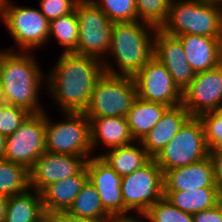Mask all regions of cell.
<instances>
[{
  "instance_id": "obj_18",
  "label": "cell",
  "mask_w": 222,
  "mask_h": 222,
  "mask_svg": "<svg viewBox=\"0 0 222 222\" xmlns=\"http://www.w3.org/2000/svg\"><path fill=\"white\" fill-rule=\"evenodd\" d=\"M164 191H187L203 187H216L213 163L208 156L205 159L168 170L163 174Z\"/></svg>"
},
{
  "instance_id": "obj_30",
  "label": "cell",
  "mask_w": 222,
  "mask_h": 222,
  "mask_svg": "<svg viewBox=\"0 0 222 222\" xmlns=\"http://www.w3.org/2000/svg\"><path fill=\"white\" fill-rule=\"evenodd\" d=\"M113 22L138 21L135 0H92Z\"/></svg>"
},
{
  "instance_id": "obj_20",
  "label": "cell",
  "mask_w": 222,
  "mask_h": 222,
  "mask_svg": "<svg viewBox=\"0 0 222 222\" xmlns=\"http://www.w3.org/2000/svg\"><path fill=\"white\" fill-rule=\"evenodd\" d=\"M88 180L86 166L76 175L48 185L42 192L45 213L67 211Z\"/></svg>"
},
{
  "instance_id": "obj_34",
  "label": "cell",
  "mask_w": 222,
  "mask_h": 222,
  "mask_svg": "<svg viewBox=\"0 0 222 222\" xmlns=\"http://www.w3.org/2000/svg\"><path fill=\"white\" fill-rule=\"evenodd\" d=\"M79 0H40L39 9L50 22L60 16L66 15L75 9Z\"/></svg>"
},
{
  "instance_id": "obj_41",
  "label": "cell",
  "mask_w": 222,
  "mask_h": 222,
  "mask_svg": "<svg viewBox=\"0 0 222 222\" xmlns=\"http://www.w3.org/2000/svg\"><path fill=\"white\" fill-rule=\"evenodd\" d=\"M10 0H0V18L3 16V13L5 12V9L10 4Z\"/></svg>"
},
{
  "instance_id": "obj_33",
  "label": "cell",
  "mask_w": 222,
  "mask_h": 222,
  "mask_svg": "<svg viewBox=\"0 0 222 222\" xmlns=\"http://www.w3.org/2000/svg\"><path fill=\"white\" fill-rule=\"evenodd\" d=\"M209 150L222 148V119L213 111L199 116Z\"/></svg>"
},
{
  "instance_id": "obj_16",
  "label": "cell",
  "mask_w": 222,
  "mask_h": 222,
  "mask_svg": "<svg viewBox=\"0 0 222 222\" xmlns=\"http://www.w3.org/2000/svg\"><path fill=\"white\" fill-rule=\"evenodd\" d=\"M153 54V57L166 67L174 83L183 92L191 84L195 72L187 62L180 40L158 28L154 35Z\"/></svg>"
},
{
  "instance_id": "obj_44",
  "label": "cell",
  "mask_w": 222,
  "mask_h": 222,
  "mask_svg": "<svg viewBox=\"0 0 222 222\" xmlns=\"http://www.w3.org/2000/svg\"><path fill=\"white\" fill-rule=\"evenodd\" d=\"M222 119V105L214 111Z\"/></svg>"
},
{
  "instance_id": "obj_36",
  "label": "cell",
  "mask_w": 222,
  "mask_h": 222,
  "mask_svg": "<svg viewBox=\"0 0 222 222\" xmlns=\"http://www.w3.org/2000/svg\"><path fill=\"white\" fill-rule=\"evenodd\" d=\"M194 222H222V201L215 207L193 214Z\"/></svg>"
},
{
  "instance_id": "obj_35",
  "label": "cell",
  "mask_w": 222,
  "mask_h": 222,
  "mask_svg": "<svg viewBox=\"0 0 222 222\" xmlns=\"http://www.w3.org/2000/svg\"><path fill=\"white\" fill-rule=\"evenodd\" d=\"M209 157L213 163L214 182L222 195V148L209 150Z\"/></svg>"
},
{
  "instance_id": "obj_27",
  "label": "cell",
  "mask_w": 222,
  "mask_h": 222,
  "mask_svg": "<svg viewBox=\"0 0 222 222\" xmlns=\"http://www.w3.org/2000/svg\"><path fill=\"white\" fill-rule=\"evenodd\" d=\"M30 188L29 170L23 165L0 159V194L6 197L22 194Z\"/></svg>"
},
{
  "instance_id": "obj_3",
  "label": "cell",
  "mask_w": 222,
  "mask_h": 222,
  "mask_svg": "<svg viewBox=\"0 0 222 222\" xmlns=\"http://www.w3.org/2000/svg\"><path fill=\"white\" fill-rule=\"evenodd\" d=\"M157 29L144 21L113 23L109 54L115 58L119 71L103 60L104 72L133 77L153 57Z\"/></svg>"
},
{
  "instance_id": "obj_5",
  "label": "cell",
  "mask_w": 222,
  "mask_h": 222,
  "mask_svg": "<svg viewBox=\"0 0 222 222\" xmlns=\"http://www.w3.org/2000/svg\"><path fill=\"white\" fill-rule=\"evenodd\" d=\"M136 98L134 77L104 72L97 80L83 113L87 118L126 117Z\"/></svg>"
},
{
  "instance_id": "obj_26",
  "label": "cell",
  "mask_w": 222,
  "mask_h": 222,
  "mask_svg": "<svg viewBox=\"0 0 222 222\" xmlns=\"http://www.w3.org/2000/svg\"><path fill=\"white\" fill-rule=\"evenodd\" d=\"M67 212L76 217L95 220H111L113 217L103 208L95 186L88 180L83 185Z\"/></svg>"
},
{
  "instance_id": "obj_42",
  "label": "cell",
  "mask_w": 222,
  "mask_h": 222,
  "mask_svg": "<svg viewBox=\"0 0 222 222\" xmlns=\"http://www.w3.org/2000/svg\"><path fill=\"white\" fill-rule=\"evenodd\" d=\"M38 222H56V220L51 214L45 213V215Z\"/></svg>"
},
{
  "instance_id": "obj_32",
  "label": "cell",
  "mask_w": 222,
  "mask_h": 222,
  "mask_svg": "<svg viewBox=\"0 0 222 222\" xmlns=\"http://www.w3.org/2000/svg\"><path fill=\"white\" fill-rule=\"evenodd\" d=\"M31 113L22 107L0 103V134H13Z\"/></svg>"
},
{
  "instance_id": "obj_13",
  "label": "cell",
  "mask_w": 222,
  "mask_h": 222,
  "mask_svg": "<svg viewBox=\"0 0 222 222\" xmlns=\"http://www.w3.org/2000/svg\"><path fill=\"white\" fill-rule=\"evenodd\" d=\"M182 104L191 117L213 112L222 105V63L195 73L191 84L183 91Z\"/></svg>"
},
{
  "instance_id": "obj_23",
  "label": "cell",
  "mask_w": 222,
  "mask_h": 222,
  "mask_svg": "<svg viewBox=\"0 0 222 222\" xmlns=\"http://www.w3.org/2000/svg\"><path fill=\"white\" fill-rule=\"evenodd\" d=\"M168 106L139 99L134 100L126 114L129 131L134 141H141L159 122Z\"/></svg>"
},
{
  "instance_id": "obj_17",
  "label": "cell",
  "mask_w": 222,
  "mask_h": 222,
  "mask_svg": "<svg viewBox=\"0 0 222 222\" xmlns=\"http://www.w3.org/2000/svg\"><path fill=\"white\" fill-rule=\"evenodd\" d=\"M184 48L187 62L195 73L222 63V38L183 34L176 36Z\"/></svg>"
},
{
  "instance_id": "obj_7",
  "label": "cell",
  "mask_w": 222,
  "mask_h": 222,
  "mask_svg": "<svg viewBox=\"0 0 222 222\" xmlns=\"http://www.w3.org/2000/svg\"><path fill=\"white\" fill-rule=\"evenodd\" d=\"M208 156L209 148L202 122L199 117H190L154 159L164 174L168 170L185 167Z\"/></svg>"
},
{
  "instance_id": "obj_39",
  "label": "cell",
  "mask_w": 222,
  "mask_h": 222,
  "mask_svg": "<svg viewBox=\"0 0 222 222\" xmlns=\"http://www.w3.org/2000/svg\"><path fill=\"white\" fill-rule=\"evenodd\" d=\"M110 222H144L139 220V218H135L134 216H117L113 217Z\"/></svg>"
},
{
  "instance_id": "obj_14",
  "label": "cell",
  "mask_w": 222,
  "mask_h": 222,
  "mask_svg": "<svg viewBox=\"0 0 222 222\" xmlns=\"http://www.w3.org/2000/svg\"><path fill=\"white\" fill-rule=\"evenodd\" d=\"M88 158L45 151L29 170L30 188L42 192L48 185L78 174Z\"/></svg>"
},
{
  "instance_id": "obj_24",
  "label": "cell",
  "mask_w": 222,
  "mask_h": 222,
  "mask_svg": "<svg viewBox=\"0 0 222 222\" xmlns=\"http://www.w3.org/2000/svg\"><path fill=\"white\" fill-rule=\"evenodd\" d=\"M137 143L140 147L133 142L126 146L107 149L108 151L99 156L121 177L130 175L152 159L141 142Z\"/></svg>"
},
{
  "instance_id": "obj_43",
  "label": "cell",
  "mask_w": 222,
  "mask_h": 222,
  "mask_svg": "<svg viewBox=\"0 0 222 222\" xmlns=\"http://www.w3.org/2000/svg\"><path fill=\"white\" fill-rule=\"evenodd\" d=\"M203 1L208 2V3L219 4L222 6V0H203Z\"/></svg>"
},
{
  "instance_id": "obj_4",
  "label": "cell",
  "mask_w": 222,
  "mask_h": 222,
  "mask_svg": "<svg viewBox=\"0 0 222 222\" xmlns=\"http://www.w3.org/2000/svg\"><path fill=\"white\" fill-rule=\"evenodd\" d=\"M159 29L171 36L222 38V6L203 0H171L167 19Z\"/></svg>"
},
{
  "instance_id": "obj_37",
  "label": "cell",
  "mask_w": 222,
  "mask_h": 222,
  "mask_svg": "<svg viewBox=\"0 0 222 222\" xmlns=\"http://www.w3.org/2000/svg\"><path fill=\"white\" fill-rule=\"evenodd\" d=\"M56 222H110L111 220H95L90 218L76 217L69 214L67 211H59L51 213Z\"/></svg>"
},
{
  "instance_id": "obj_21",
  "label": "cell",
  "mask_w": 222,
  "mask_h": 222,
  "mask_svg": "<svg viewBox=\"0 0 222 222\" xmlns=\"http://www.w3.org/2000/svg\"><path fill=\"white\" fill-rule=\"evenodd\" d=\"M90 120L92 152L99 142L112 149L134 142L129 131L126 117L88 118Z\"/></svg>"
},
{
  "instance_id": "obj_28",
  "label": "cell",
  "mask_w": 222,
  "mask_h": 222,
  "mask_svg": "<svg viewBox=\"0 0 222 222\" xmlns=\"http://www.w3.org/2000/svg\"><path fill=\"white\" fill-rule=\"evenodd\" d=\"M79 22L76 10L49 22V38L58 40L63 52H74L79 40Z\"/></svg>"
},
{
  "instance_id": "obj_31",
  "label": "cell",
  "mask_w": 222,
  "mask_h": 222,
  "mask_svg": "<svg viewBox=\"0 0 222 222\" xmlns=\"http://www.w3.org/2000/svg\"><path fill=\"white\" fill-rule=\"evenodd\" d=\"M171 0H135L138 21L160 28L166 21Z\"/></svg>"
},
{
  "instance_id": "obj_2",
  "label": "cell",
  "mask_w": 222,
  "mask_h": 222,
  "mask_svg": "<svg viewBox=\"0 0 222 222\" xmlns=\"http://www.w3.org/2000/svg\"><path fill=\"white\" fill-rule=\"evenodd\" d=\"M31 53H18L15 48L0 53V99L30 113H42L38 95L45 76Z\"/></svg>"
},
{
  "instance_id": "obj_10",
  "label": "cell",
  "mask_w": 222,
  "mask_h": 222,
  "mask_svg": "<svg viewBox=\"0 0 222 222\" xmlns=\"http://www.w3.org/2000/svg\"><path fill=\"white\" fill-rule=\"evenodd\" d=\"M45 152V112L31 113L21 126L6 137L3 159L30 170Z\"/></svg>"
},
{
  "instance_id": "obj_29",
  "label": "cell",
  "mask_w": 222,
  "mask_h": 222,
  "mask_svg": "<svg viewBox=\"0 0 222 222\" xmlns=\"http://www.w3.org/2000/svg\"><path fill=\"white\" fill-rule=\"evenodd\" d=\"M141 216L148 222H194L192 214L179 210L164 196Z\"/></svg>"
},
{
  "instance_id": "obj_25",
  "label": "cell",
  "mask_w": 222,
  "mask_h": 222,
  "mask_svg": "<svg viewBox=\"0 0 222 222\" xmlns=\"http://www.w3.org/2000/svg\"><path fill=\"white\" fill-rule=\"evenodd\" d=\"M44 215L40 192L29 189L8 197L5 222H38Z\"/></svg>"
},
{
  "instance_id": "obj_38",
  "label": "cell",
  "mask_w": 222,
  "mask_h": 222,
  "mask_svg": "<svg viewBox=\"0 0 222 222\" xmlns=\"http://www.w3.org/2000/svg\"><path fill=\"white\" fill-rule=\"evenodd\" d=\"M8 197L0 194V222H5Z\"/></svg>"
},
{
  "instance_id": "obj_8",
  "label": "cell",
  "mask_w": 222,
  "mask_h": 222,
  "mask_svg": "<svg viewBox=\"0 0 222 222\" xmlns=\"http://www.w3.org/2000/svg\"><path fill=\"white\" fill-rule=\"evenodd\" d=\"M75 10L80 32L74 52L103 61L110 49L113 22L92 0H79Z\"/></svg>"
},
{
  "instance_id": "obj_11",
  "label": "cell",
  "mask_w": 222,
  "mask_h": 222,
  "mask_svg": "<svg viewBox=\"0 0 222 222\" xmlns=\"http://www.w3.org/2000/svg\"><path fill=\"white\" fill-rule=\"evenodd\" d=\"M1 20L23 52H31L49 39V21L39 9L15 6L10 2Z\"/></svg>"
},
{
  "instance_id": "obj_19",
  "label": "cell",
  "mask_w": 222,
  "mask_h": 222,
  "mask_svg": "<svg viewBox=\"0 0 222 222\" xmlns=\"http://www.w3.org/2000/svg\"><path fill=\"white\" fill-rule=\"evenodd\" d=\"M190 117L182 103L168 107L159 122L140 141L143 148L155 158Z\"/></svg>"
},
{
  "instance_id": "obj_1",
  "label": "cell",
  "mask_w": 222,
  "mask_h": 222,
  "mask_svg": "<svg viewBox=\"0 0 222 222\" xmlns=\"http://www.w3.org/2000/svg\"><path fill=\"white\" fill-rule=\"evenodd\" d=\"M53 72L45 77L61 112H84L97 80L104 73L100 59L75 52L60 54Z\"/></svg>"
},
{
  "instance_id": "obj_15",
  "label": "cell",
  "mask_w": 222,
  "mask_h": 222,
  "mask_svg": "<svg viewBox=\"0 0 222 222\" xmlns=\"http://www.w3.org/2000/svg\"><path fill=\"white\" fill-rule=\"evenodd\" d=\"M88 181L92 183L101 199L103 208L112 216H127L121 193L122 177L100 156L90 157L86 162Z\"/></svg>"
},
{
  "instance_id": "obj_40",
  "label": "cell",
  "mask_w": 222,
  "mask_h": 222,
  "mask_svg": "<svg viewBox=\"0 0 222 222\" xmlns=\"http://www.w3.org/2000/svg\"><path fill=\"white\" fill-rule=\"evenodd\" d=\"M6 145V136L0 134V159L3 158Z\"/></svg>"
},
{
  "instance_id": "obj_12",
  "label": "cell",
  "mask_w": 222,
  "mask_h": 222,
  "mask_svg": "<svg viewBox=\"0 0 222 222\" xmlns=\"http://www.w3.org/2000/svg\"><path fill=\"white\" fill-rule=\"evenodd\" d=\"M137 97L168 107L182 103L183 92L174 83L166 67L152 57L134 76Z\"/></svg>"
},
{
  "instance_id": "obj_9",
  "label": "cell",
  "mask_w": 222,
  "mask_h": 222,
  "mask_svg": "<svg viewBox=\"0 0 222 222\" xmlns=\"http://www.w3.org/2000/svg\"><path fill=\"white\" fill-rule=\"evenodd\" d=\"M121 193L124 207L143 215L154 203L164 196L162 169L152 158L146 165L132 174L122 177Z\"/></svg>"
},
{
  "instance_id": "obj_22",
  "label": "cell",
  "mask_w": 222,
  "mask_h": 222,
  "mask_svg": "<svg viewBox=\"0 0 222 222\" xmlns=\"http://www.w3.org/2000/svg\"><path fill=\"white\" fill-rule=\"evenodd\" d=\"M164 197L179 210L192 215L213 208L222 201V195L216 187L164 191Z\"/></svg>"
},
{
  "instance_id": "obj_6",
  "label": "cell",
  "mask_w": 222,
  "mask_h": 222,
  "mask_svg": "<svg viewBox=\"0 0 222 222\" xmlns=\"http://www.w3.org/2000/svg\"><path fill=\"white\" fill-rule=\"evenodd\" d=\"M64 117L67 120L53 123L45 114V151L89 159L93 153L90 120L83 112H64Z\"/></svg>"
}]
</instances>
